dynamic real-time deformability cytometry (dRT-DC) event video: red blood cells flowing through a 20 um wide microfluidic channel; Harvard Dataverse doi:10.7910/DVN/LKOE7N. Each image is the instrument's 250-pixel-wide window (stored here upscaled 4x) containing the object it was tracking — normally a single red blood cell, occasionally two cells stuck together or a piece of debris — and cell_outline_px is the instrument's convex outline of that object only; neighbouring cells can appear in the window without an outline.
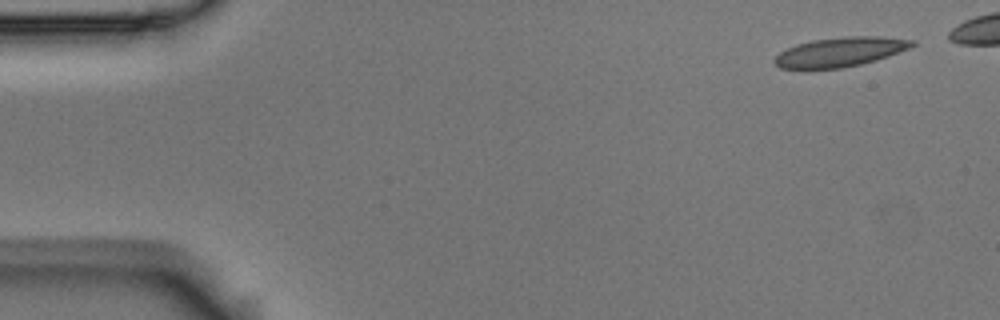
{"species": "Egyptian fruit bat (a non-hibernating species)", "species_latin": "Rousettus aegyptiacus", "temperature_condition": "room temperature", "stored_images_in_passage": 6, "segment_of_instrument_passage": [1, 2], "camera_frame_rate_fps": 3000, "um_per_image_px": 0.085, "animal": {"sex": "male"}, "frame": {"image": 1, "passage_image": 1, "time_ms": 0.0, "image_size_px": [1000, 320], "cell_outline_px": [[916, 44], [908, 48], [888, 56], [876, 60], [844, 68], [780, 68], [772, 60], [780, 52], [796, 44], [812, 40], [844, 36], [880, 36], [916, 40]], "centroid_in_image_um": [71.43, 4.4], "position_along_channel_um": 13.6, "area_um2": 23.47}}
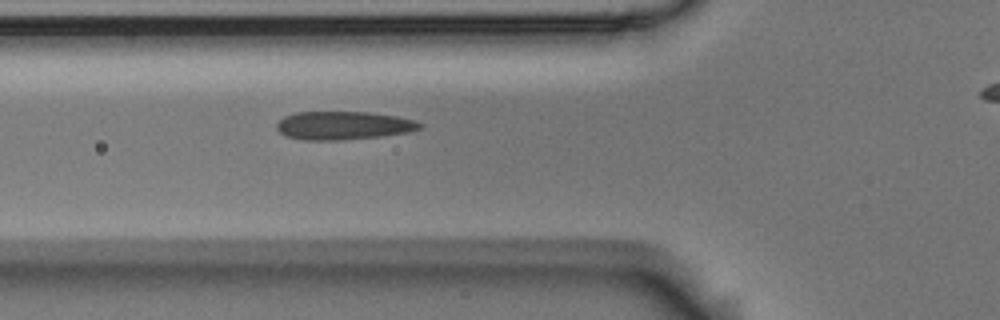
{"frame": {"image": 2, "passage_image": 5, "time_ms": 1.333, "image_size_px": [1000, 320], "cell_outline_px": [[424, 124], [420, 128], [408, 132], [380, 136], [340, 140], [300, 140], [284, 136], [276, 128], [276, 124], [284, 116], [296, 112], [368, 112], [396, 116], [416, 120]], "centroid_in_image_um": [29.16, 10.67], "position_along_channel_um": 96.6, "area_um2": 23.7}}